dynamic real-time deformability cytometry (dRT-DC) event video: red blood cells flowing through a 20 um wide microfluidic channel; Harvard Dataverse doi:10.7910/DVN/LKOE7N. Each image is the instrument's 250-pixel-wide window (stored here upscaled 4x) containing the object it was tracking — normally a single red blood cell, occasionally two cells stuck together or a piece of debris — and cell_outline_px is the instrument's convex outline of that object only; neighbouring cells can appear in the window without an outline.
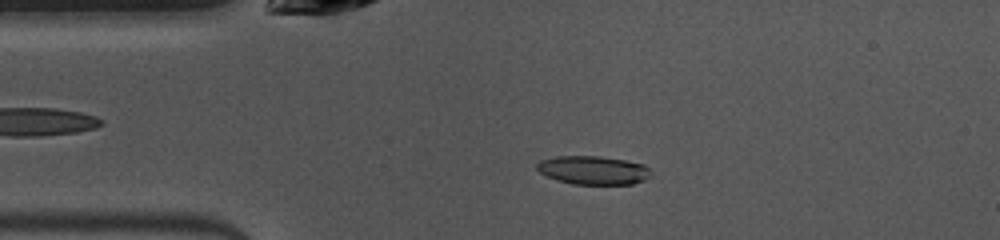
{"species": "common noctule bat (a hibernating species)", "species_latin": "Nyctalus noctula", "temperature_condition": "warm", "stored_images_in_passage": 38, "camera_frame_rate_fps": 3000, "um_per_image_px": 0.085, "animal": {"sex": "female", "body_mass_g": 10.0, "forearm_length_mm": 53.1}, "frame": {"image": 1, "passage_image": 3, "time_ms": 0.667, "image_size_px": [1000, 240], "cell_outline_px": [[652, 176], [644, 180], [632, 184], [572, 184], [556, 180], [540, 172], [536, 168], [536, 164], [540, 160], [556, 156], [600, 156], [624, 160], [644, 164], [652, 172]], "centroid_in_image_um": [50.43, 14.47], "position_along_channel_um": 34.6, "area_um2": 19.07}}
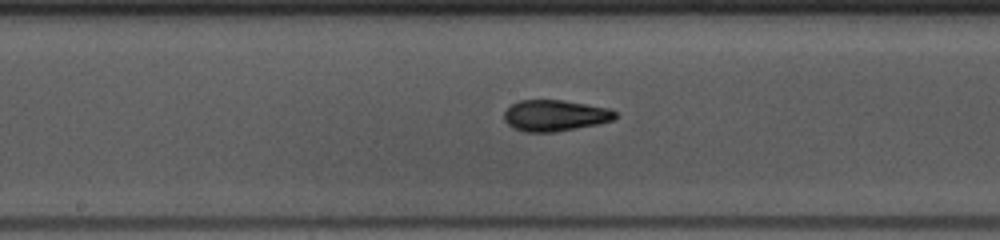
{"frame": {"image": 2, "passage_image": 17, "time_ms": 5.333, "image_size_px": [1000, 240], "cell_outline_px": [[616, 116], [612, 120], [596, 124], [556, 132], [524, 132], [512, 128], [504, 120], [504, 112], [512, 104], [520, 100], [564, 100], [608, 108], [616, 112]], "centroid_in_image_um": [47.13, 9.82], "position_along_channel_um": 201.1, "area_um2": 20.11}}
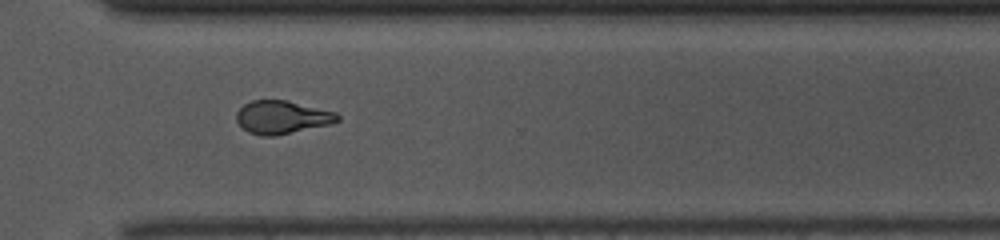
{"frame": {"image": 3, "passage_image": 28, "time_ms": 9.0, "image_size_px": [1000, 240], "cell_outline_px": [[340, 120], [332, 124], [276, 136], [260, 136], [248, 132], [236, 120], [236, 112], [244, 104], [252, 100], [288, 100], [336, 112], [340, 116]], "centroid_in_image_um": [23.99, 9.97], "position_along_channel_um": 346.6, "area_um2": 19.71}, "authors_computed_cell_mechanics": {"area_um2": 19.7387, "velocity_mm_per_s": 3.9844, "shape_relaxation_time_tau1_ms": 5.2178, "shape_relaxation_time_tau2_ms": 1.8702, "deformation_change_tau1": 0.167, "deformation_change_tau2": 0.0893}}